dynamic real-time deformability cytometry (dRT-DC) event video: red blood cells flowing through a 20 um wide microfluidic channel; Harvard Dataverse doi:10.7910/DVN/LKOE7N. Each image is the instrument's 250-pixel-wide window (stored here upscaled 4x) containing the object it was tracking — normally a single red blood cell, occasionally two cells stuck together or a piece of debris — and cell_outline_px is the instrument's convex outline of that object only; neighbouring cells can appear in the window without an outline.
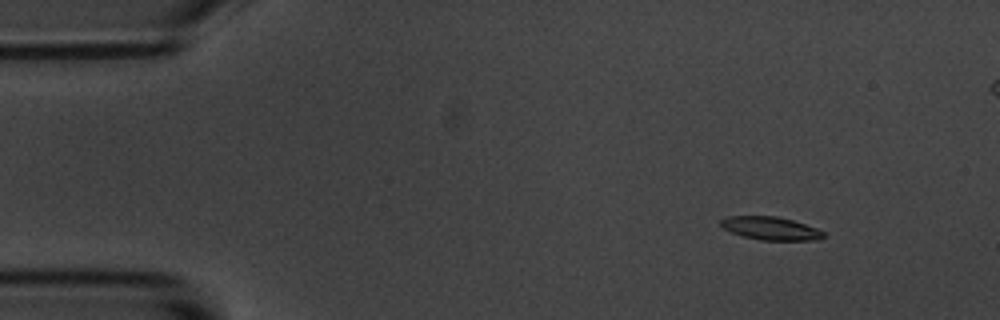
{"species": "common noctule bat (a hibernating species)", "species_latin": "Nyctalus noctula", "temperature_condition": "room temperature", "stored_images_in_passage": 5, "camera_frame_rate_fps": 3000, "um_per_image_px": 0.085, "animal": {"sex": "male", "body_mass_g": 20.1, "forearm_length_mm": 53.5}, "frame": {"image": 1, "passage_image": 2, "time_ms": 1.0, "image_size_px": [1000, 320], "cell_outline_px": [[824, 236], [820, 240], [760, 240], [744, 236], [732, 232], [724, 228], [720, 224], [720, 220], [728, 216], [776, 216], [792, 220], [816, 228], [824, 232]], "centroid_in_image_um": [65.51, 19.41], "position_along_channel_um": 19.5, "area_um2": 13.7}}